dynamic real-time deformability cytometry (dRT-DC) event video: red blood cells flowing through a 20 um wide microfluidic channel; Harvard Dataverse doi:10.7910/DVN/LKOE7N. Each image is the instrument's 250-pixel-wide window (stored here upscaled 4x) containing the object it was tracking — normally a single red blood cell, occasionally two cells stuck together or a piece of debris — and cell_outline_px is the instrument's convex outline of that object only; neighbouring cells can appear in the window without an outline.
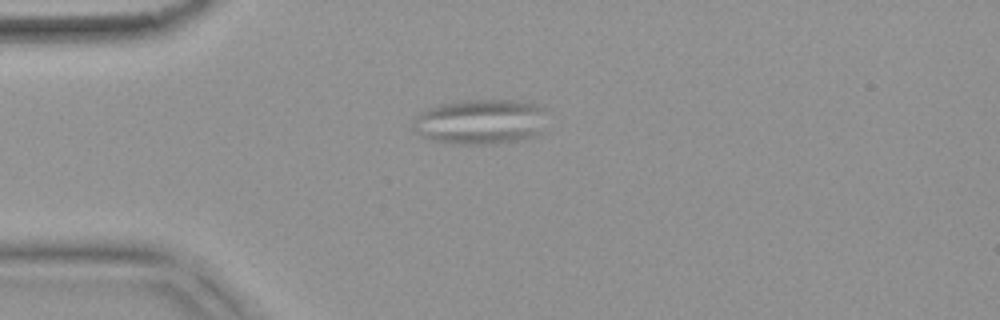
{"species": "common noctule bat (a hibernating species)", "species_latin": "Nyctalus noctula", "temperature_condition": "warm", "stored_images_in_passage": 53, "camera_frame_rate_fps": 3000, "um_per_image_px": 0.085, "animal": {"sex": "female", "body_mass_g": 18.4}, "frame": {"image": 1, "passage_image": 10, "time_ms": 3.0, "image_size_px": [1000, 320], "cell_outline_px": [[540, 108], [536, 136], [524, 140], [496, 144], [452, 144], [432, 140], [420, 136], [412, 128], [416, 116], [420, 112], [428, 108], [440, 104], [464, 100], [516, 100], [536, 104]], "centroid_in_image_um": [40.69, 10.36], "position_along_channel_um": 44.3, "area_um2": 34.68}}
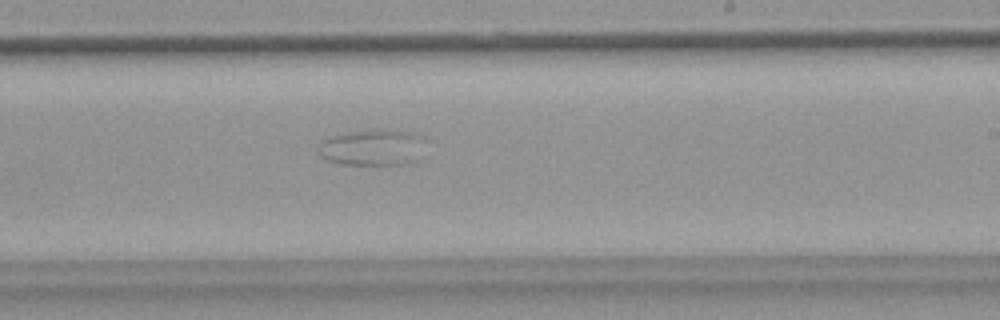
{"frame": {"image": 2, "passage_image": 30, "time_ms": 9.667, "image_size_px": [1000, 320], "cell_outline_px": [[424, 140], [412, 160], [408, 164], [340, 164], [328, 160], [320, 156], [320, 144], [324, 140], [332, 136], [348, 132], [384, 128], [388, 128], [412, 132], [424, 136]], "centroid_in_image_um": [31.63, 12.5], "position_along_channel_um": 257.4, "area_um2": 22.2}}
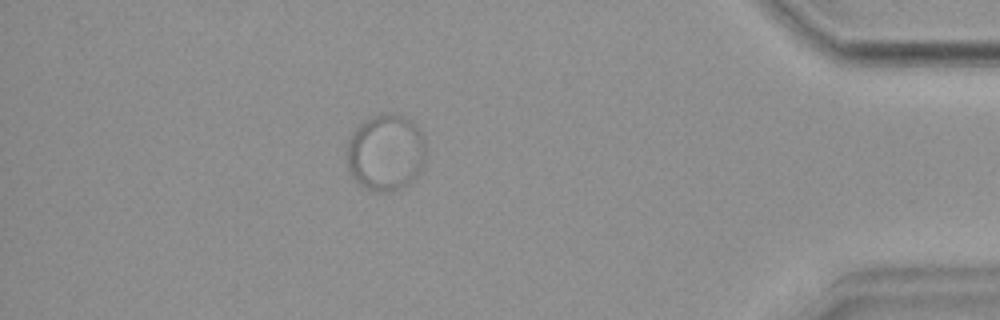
{"frame": {"image": 3, "passage_image": 46, "time_ms": 15.0, "image_size_px": [1000, 320], "cell_outline_px": [[424, 160], [420, 172], [408, 184], [392, 192], [368, 192], [356, 184], [348, 172], [344, 160], [348, 140], [352, 132], [360, 120], [380, 112], [388, 112], [404, 116], [416, 124], [424, 136]], "centroid_in_image_um": [32.7, 12.96], "position_along_channel_um": 402.5, "area_um2": 36.76}}